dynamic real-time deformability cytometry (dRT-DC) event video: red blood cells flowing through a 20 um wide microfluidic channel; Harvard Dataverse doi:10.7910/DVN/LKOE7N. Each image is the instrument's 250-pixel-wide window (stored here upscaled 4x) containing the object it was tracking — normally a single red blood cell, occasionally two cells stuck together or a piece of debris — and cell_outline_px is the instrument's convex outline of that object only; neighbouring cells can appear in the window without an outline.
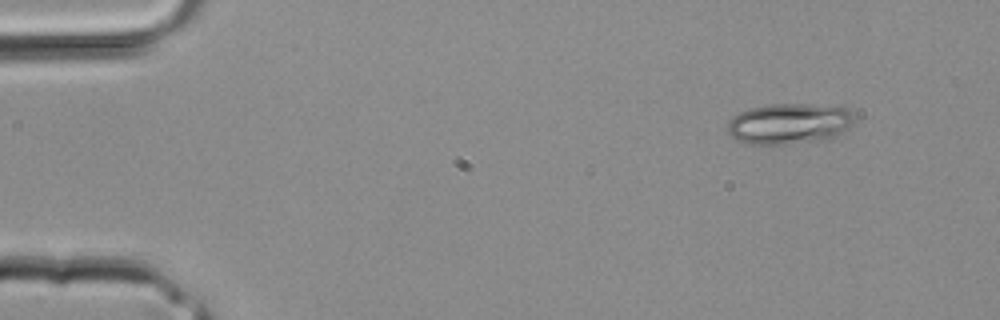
{"species": "common noctule bat (a hibernating species)", "species_latin": "Nyctalus noctula", "temperature_condition": "room temperature", "stored_images_in_passage": 3, "camera_frame_rate_fps": 3000, "um_per_image_px": 0.085, "animal": {"sex": "male", "body_mass_g": 20.4}, "frame": {"image": 1, "passage_image": 1, "time_ms": 0.0, "image_size_px": [1000, 320], "cell_outline_px": [[856, 120], [848, 128], [836, 136], [824, 140], [788, 144], [752, 144], [740, 140], [732, 136], [728, 132], [728, 120], [732, 116], [748, 108], [768, 104], [808, 104], [848, 108], [856, 116]], "centroid_in_image_um": [67.11, 10.5], "position_along_channel_um": 17.9, "area_um2": 30.29}}